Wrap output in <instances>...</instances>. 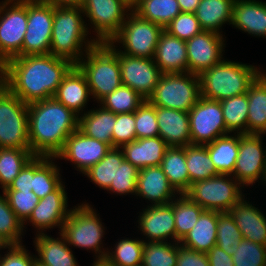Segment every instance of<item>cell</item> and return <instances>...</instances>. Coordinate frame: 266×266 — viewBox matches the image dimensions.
Here are the masks:
<instances>
[{
    "label": "cell",
    "instance_id": "74e56055",
    "mask_svg": "<svg viewBox=\"0 0 266 266\" xmlns=\"http://www.w3.org/2000/svg\"><path fill=\"white\" fill-rule=\"evenodd\" d=\"M185 158L189 173V187L191 183L218 175L205 145L185 146Z\"/></svg>",
    "mask_w": 266,
    "mask_h": 266
},
{
    "label": "cell",
    "instance_id": "9f6ffc18",
    "mask_svg": "<svg viewBox=\"0 0 266 266\" xmlns=\"http://www.w3.org/2000/svg\"><path fill=\"white\" fill-rule=\"evenodd\" d=\"M34 157L23 167L13 182L5 190L32 191Z\"/></svg>",
    "mask_w": 266,
    "mask_h": 266
},
{
    "label": "cell",
    "instance_id": "9c48e42d",
    "mask_svg": "<svg viewBox=\"0 0 266 266\" xmlns=\"http://www.w3.org/2000/svg\"><path fill=\"white\" fill-rule=\"evenodd\" d=\"M0 148L31 149L28 104L0 82Z\"/></svg>",
    "mask_w": 266,
    "mask_h": 266
},
{
    "label": "cell",
    "instance_id": "5bb4252c",
    "mask_svg": "<svg viewBox=\"0 0 266 266\" xmlns=\"http://www.w3.org/2000/svg\"><path fill=\"white\" fill-rule=\"evenodd\" d=\"M85 14L97 33V42H109L125 22L128 11L132 9L123 0H84Z\"/></svg>",
    "mask_w": 266,
    "mask_h": 266
},
{
    "label": "cell",
    "instance_id": "03108f58",
    "mask_svg": "<svg viewBox=\"0 0 266 266\" xmlns=\"http://www.w3.org/2000/svg\"><path fill=\"white\" fill-rule=\"evenodd\" d=\"M33 266H45L43 264H40L39 262L35 261L34 265Z\"/></svg>",
    "mask_w": 266,
    "mask_h": 266
},
{
    "label": "cell",
    "instance_id": "bcb514c9",
    "mask_svg": "<svg viewBox=\"0 0 266 266\" xmlns=\"http://www.w3.org/2000/svg\"><path fill=\"white\" fill-rule=\"evenodd\" d=\"M23 228H25L23 222L10 208L8 199L3 193V196L0 195V234L11 245H22Z\"/></svg>",
    "mask_w": 266,
    "mask_h": 266
},
{
    "label": "cell",
    "instance_id": "f6af8a7d",
    "mask_svg": "<svg viewBox=\"0 0 266 266\" xmlns=\"http://www.w3.org/2000/svg\"><path fill=\"white\" fill-rule=\"evenodd\" d=\"M242 239V234L231 215L228 212H218L216 245L232 256Z\"/></svg>",
    "mask_w": 266,
    "mask_h": 266
},
{
    "label": "cell",
    "instance_id": "be15d7a7",
    "mask_svg": "<svg viewBox=\"0 0 266 266\" xmlns=\"http://www.w3.org/2000/svg\"><path fill=\"white\" fill-rule=\"evenodd\" d=\"M131 9H133L141 0H123Z\"/></svg>",
    "mask_w": 266,
    "mask_h": 266
},
{
    "label": "cell",
    "instance_id": "d4e9b609",
    "mask_svg": "<svg viewBox=\"0 0 266 266\" xmlns=\"http://www.w3.org/2000/svg\"><path fill=\"white\" fill-rule=\"evenodd\" d=\"M123 148V149H122ZM169 146L160 137L136 139L121 147L124 159L139 170L146 167L160 166Z\"/></svg>",
    "mask_w": 266,
    "mask_h": 266
},
{
    "label": "cell",
    "instance_id": "52a82bcc",
    "mask_svg": "<svg viewBox=\"0 0 266 266\" xmlns=\"http://www.w3.org/2000/svg\"><path fill=\"white\" fill-rule=\"evenodd\" d=\"M69 246L90 249L99 254L95 261H103L107 250H101V242L104 234L103 225L98 214L88 203L75 206L70 210L62 230Z\"/></svg>",
    "mask_w": 266,
    "mask_h": 266
},
{
    "label": "cell",
    "instance_id": "816d5d0a",
    "mask_svg": "<svg viewBox=\"0 0 266 266\" xmlns=\"http://www.w3.org/2000/svg\"><path fill=\"white\" fill-rule=\"evenodd\" d=\"M170 35L188 41L202 31L195 13L181 12L165 28Z\"/></svg>",
    "mask_w": 266,
    "mask_h": 266
},
{
    "label": "cell",
    "instance_id": "91938a15",
    "mask_svg": "<svg viewBox=\"0 0 266 266\" xmlns=\"http://www.w3.org/2000/svg\"><path fill=\"white\" fill-rule=\"evenodd\" d=\"M52 6H78L81 7L84 0H39Z\"/></svg>",
    "mask_w": 266,
    "mask_h": 266
},
{
    "label": "cell",
    "instance_id": "6125c7cd",
    "mask_svg": "<svg viewBox=\"0 0 266 266\" xmlns=\"http://www.w3.org/2000/svg\"><path fill=\"white\" fill-rule=\"evenodd\" d=\"M11 244L0 234V250L9 248Z\"/></svg>",
    "mask_w": 266,
    "mask_h": 266
},
{
    "label": "cell",
    "instance_id": "9a60e30c",
    "mask_svg": "<svg viewBox=\"0 0 266 266\" xmlns=\"http://www.w3.org/2000/svg\"><path fill=\"white\" fill-rule=\"evenodd\" d=\"M266 149L262 148L261 134H239L238 157L232 176L243 186L264 180Z\"/></svg>",
    "mask_w": 266,
    "mask_h": 266
},
{
    "label": "cell",
    "instance_id": "ffe728a7",
    "mask_svg": "<svg viewBox=\"0 0 266 266\" xmlns=\"http://www.w3.org/2000/svg\"><path fill=\"white\" fill-rule=\"evenodd\" d=\"M139 216L140 231L149 242H166L171 238L176 242L175 219L172 204L152 205ZM166 239V240H165Z\"/></svg>",
    "mask_w": 266,
    "mask_h": 266
},
{
    "label": "cell",
    "instance_id": "ab89813d",
    "mask_svg": "<svg viewBox=\"0 0 266 266\" xmlns=\"http://www.w3.org/2000/svg\"><path fill=\"white\" fill-rule=\"evenodd\" d=\"M124 160L121 148H111L106 156L97 164L91 166L83 174L94 182L97 186L107 190L112 182H115L117 167Z\"/></svg>",
    "mask_w": 266,
    "mask_h": 266
},
{
    "label": "cell",
    "instance_id": "7a4b0ae2",
    "mask_svg": "<svg viewBox=\"0 0 266 266\" xmlns=\"http://www.w3.org/2000/svg\"><path fill=\"white\" fill-rule=\"evenodd\" d=\"M79 116L54 97L28 104V138L35 156L53 157L78 129Z\"/></svg>",
    "mask_w": 266,
    "mask_h": 266
},
{
    "label": "cell",
    "instance_id": "2e32d148",
    "mask_svg": "<svg viewBox=\"0 0 266 266\" xmlns=\"http://www.w3.org/2000/svg\"><path fill=\"white\" fill-rule=\"evenodd\" d=\"M122 85L135 90L148 100L154 93L162 72L153 58H139L118 51Z\"/></svg>",
    "mask_w": 266,
    "mask_h": 266
},
{
    "label": "cell",
    "instance_id": "680465c9",
    "mask_svg": "<svg viewBox=\"0 0 266 266\" xmlns=\"http://www.w3.org/2000/svg\"><path fill=\"white\" fill-rule=\"evenodd\" d=\"M181 12L195 13L201 0H177Z\"/></svg>",
    "mask_w": 266,
    "mask_h": 266
},
{
    "label": "cell",
    "instance_id": "4fadbf2b",
    "mask_svg": "<svg viewBox=\"0 0 266 266\" xmlns=\"http://www.w3.org/2000/svg\"><path fill=\"white\" fill-rule=\"evenodd\" d=\"M188 114L192 144L205 145L230 134L225 126L220 101L201 96Z\"/></svg>",
    "mask_w": 266,
    "mask_h": 266
},
{
    "label": "cell",
    "instance_id": "5b68a950",
    "mask_svg": "<svg viewBox=\"0 0 266 266\" xmlns=\"http://www.w3.org/2000/svg\"><path fill=\"white\" fill-rule=\"evenodd\" d=\"M257 67L221 60L199 75L201 96L222 101L247 93L257 79Z\"/></svg>",
    "mask_w": 266,
    "mask_h": 266
},
{
    "label": "cell",
    "instance_id": "db71d44e",
    "mask_svg": "<svg viewBox=\"0 0 266 266\" xmlns=\"http://www.w3.org/2000/svg\"><path fill=\"white\" fill-rule=\"evenodd\" d=\"M22 245H10L4 257L0 255V266H33L36 257L32 255Z\"/></svg>",
    "mask_w": 266,
    "mask_h": 266
},
{
    "label": "cell",
    "instance_id": "ba28073f",
    "mask_svg": "<svg viewBox=\"0 0 266 266\" xmlns=\"http://www.w3.org/2000/svg\"><path fill=\"white\" fill-rule=\"evenodd\" d=\"M231 177V178H228ZM241 184L229 174H218L190 184L184 193L204 210L228 212L242 195Z\"/></svg>",
    "mask_w": 266,
    "mask_h": 266
},
{
    "label": "cell",
    "instance_id": "484cf974",
    "mask_svg": "<svg viewBox=\"0 0 266 266\" xmlns=\"http://www.w3.org/2000/svg\"><path fill=\"white\" fill-rule=\"evenodd\" d=\"M91 96L85 75L75 65L60 83L54 98L80 116Z\"/></svg>",
    "mask_w": 266,
    "mask_h": 266
},
{
    "label": "cell",
    "instance_id": "f907efd6",
    "mask_svg": "<svg viewBox=\"0 0 266 266\" xmlns=\"http://www.w3.org/2000/svg\"><path fill=\"white\" fill-rule=\"evenodd\" d=\"M139 169L133 166L129 161L123 160L119 167H117V174L115 182H112L107 191L117 194H136L137 179Z\"/></svg>",
    "mask_w": 266,
    "mask_h": 266
},
{
    "label": "cell",
    "instance_id": "8d00e7d4",
    "mask_svg": "<svg viewBox=\"0 0 266 266\" xmlns=\"http://www.w3.org/2000/svg\"><path fill=\"white\" fill-rule=\"evenodd\" d=\"M170 203L175 219L176 243H180L205 210L185 194H180L179 198H174Z\"/></svg>",
    "mask_w": 266,
    "mask_h": 266
},
{
    "label": "cell",
    "instance_id": "8fae6325",
    "mask_svg": "<svg viewBox=\"0 0 266 266\" xmlns=\"http://www.w3.org/2000/svg\"><path fill=\"white\" fill-rule=\"evenodd\" d=\"M27 29V0L0 3V67L9 59L22 56Z\"/></svg>",
    "mask_w": 266,
    "mask_h": 266
},
{
    "label": "cell",
    "instance_id": "4dcf8cb0",
    "mask_svg": "<svg viewBox=\"0 0 266 266\" xmlns=\"http://www.w3.org/2000/svg\"><path fill=\"white\" fill-rule=\"evenodd\" d=\"M116 114L102 107L79 116L78 129L86 136L105 142L113 148L112 131Z\"/></svg>",
    "mask_w": 266,
    "mask_h": 266
},
{
    "label": "cell",
    "instance_id": "ee69618b",
    "mask_svg": "<svg viewBox=\"0 0 266 266\" xmlns=\"http://www.w3.org/2000/svg\"><path fill=\"white\" fill-rule=\"evenodd\" d=\"M144 241L141 266H176V242L172 245L169 242Z\"/></svg>",
    "mask_w": 266,
    "mask_h": 266
},
{
    "label": "cell",
    "instance_id": "f1b7e54d",
    "mask_svg": "<svg viewBox=\"0 0 266 266\" xmlns=\"http://www.w3.org/2000/svg\"><path fill=\"white\" fill-rule=\"evenodd\" d=\"M218 211L205 210L193 229L180 242L181 245L207 253L217 241Z\"/></svg>",
    "mask_w": 266,
    "mask_h": 266
},
{
    "label": "cell",
    "instance_id": "8992f818",
    "mask_svg": "<svg viewBox=\"0 0 266 266\" xmlns=\"http://www.w3.org/2000/svg\"><path fill=\"white\" fill-rule=\"evenodd\" d=\"M201 97L199 75L186 73L162 74L148 101L156 107L189 112Z\"/></svg>",
    "mask_w": 266,
    "mask_h": 266
},
{
    "label": "cell",
    "instance_id": "836d02e7",
    "mask_svg": "<svg viewBox=\"0 0 266 266\" xmlns=\"http://www.w3.org/2000/svg\"><path fill=\"white\" fill-rule=\"evenodd\" d=\"M51 159L54 160L53 157L34 156L32 191L39 199L55 191L62 184L60 169Z\"/></svg>",
    "mask_w": 266,
    "mask_h": 266
},
{
    "label": "cell",
    "instance_id": "94428289",
    "mask_svg": "<svg viewBox=\"0 0 266 266\" xmlns=\"http://www.w3.org/2000/svg\"><path fill=\"white\" fill-rule=\"evenodd\" d=\"M262 71H260V69H258V71H257V80L265 87V89H266V72H265V74H264V72L263 73H261Z\"/></svg>",
    "mask_w": 266,
    "mask_h": 266
},
{
    "label": "cell",
    "instance_id": "d6a6232c",
    "mask_svg": "<svg viewBox=\"0 0 266 266\" xmlns=\"http://www.w3.org/2000/svg\"><path fill=\"white\" fill-rule=\"evenodd\" d=\"M160 167L176 193L184 194L189 188V173L186 165L185 146L169 147Z\"/></svg>",
    "mask_w": 266,
    "mask_h": 266
},
{
    "label": "cell",
    "instance_id": "30bf717a",
    "mask_svg": "<svg viewBox=\"0 0 266 266\" xmlns=\"http://www.w3.org/2000/svg\"><path fill=\"white\" fill-rule=\"evenodd\" d=\"M127 19V20H126ZM119 32L109 41L121 43L124 51L119 52L139 58H153L159 37L164 28L141 18L133 10L128 12Z\"/></svg>",
    "mask_w": 266,
    "mask_h": 266
},
{
    "label": "cell",
    "instance_id": "7c38bea8",
    "mask_svg": "<svg viewBox=\"0 0 266 266\" xmlns=\"http://www.w3.org/2000/svg\"><path fill=\"white\" fill-rule=\"evenodd\" d=\"M53 26V6L27 0V29L22 44V56L50 54Z\"/></svg>",
    "mask_w": 266,
    "mask_h": 266
},
{
    "label": "cell",
    "instance_id": "7402d4cb",
    "mask_svg": "<svg viewBox=\"0 0 266 266\" xmlns=\"http://www.w3.org/2000/svg\"><path fill=\"white\" fill-rule=\"evenodd\" d=\"M175 192L160 166L139 170L136 196L151 200L153 205H163L169 204L174 199L175 195L178 194Z\"/></svg>",
    "mask_w": 266,
    "mask_h": 266
},
{
    "label": "cell",
    "instance_id": "44dd1931",
    "mask_svg": "<svg viewBox=\"0 0 266 266\" xmlns=\"http://www.w3.org/2000/svg\"><path fill=\"white\" fill-rule=\"evenodd\" d=\"M159 136L169 147H184L192 144L188 112L156 107Z\"/></svg>",
    "mask_w": 266,
    "mask_h": 266
},
{
    "label": "cell",
    "instance_id": "11a10c76",
    "mask_svg": "<svg viewBox=\"0 0 266 266\" xmlns=\"http://www.w3.org/2000/svg\"><path fill=\"white\" fill-rule=\"evenodd\" d=\"M176 266H210L207 253L187 248L177 243Z\"/></svg>",
    "mask_w": 266,
    "mask_h": 266
},
{
    "label": "cell",
    "instance_id": "d6986e66",
    "mask_svg": "<svg viewBox=\"0 0 266 266\" xmlns=\"http://www.w3.org/2000/svg\"><path fill=\"white\" fill-rule=\"evenodd\" d=\"M63 183L53 192L39 199L37 206L33 209L29 218L25 221L33 224L37 228L38 234H43V230L58 226L62 230L70 210L67 209V193ZM60 226V227H59Z\"/></svg>",
    "mask_w": 266,
    "mask_h": 266
},
{
    "label": "cell",
    "instance_id": "3957f363",
    "mask_svg": "<svg viewBox=\"0 0 266 266\" xmlns=\"http://www.w3.org/2000/svg\"><path fill=\"white\" fill-rule=\"evenodd\" d=\"M81 14L82 8L78 6H53L50 54L69 60L74 65L84 55L83 46L87 52L97 43L94 38L86 40L89 31Z\"/></svg>",
    "mask_w": 266,
    "mask_h": 266
},
{
    "label": "cell",
    "instance_id": "4316f807",
    "mask_svg": "<svg viewBox=\"0 0 266 266\" xmlns=\"http://www.w3.org/2000/svg\"><path fill=\"white\" fill-rule=\"evenodd\" d=\"M231 24L248 34L266 37V3L235 0Z\"/></svg>",
    "mask_w": 266,
    "mask_h": 266
},
{
    "label": "cell",
    "instance_id": "ac0fdd59",
    "mask_svg": "<svg viewBox=\"0 0 266 266\" xmlns=\"http://www.w3.org/2000/svg\"><path fill=\"white\" fill-rule=\"evenodd\" d=\"M111 148L109 144L88 137L77 129L67 138L55 158L70 160L78 171L84 173L103 159Z\"/></svg>",
    "mask_w": 266,
    "mask_h": 266
},
{
    "label": "cell",
    "instance_id": "1f68e13d",
    "mask_svg": "<svg viewBox=\"0 0 266 266\" xmlns=\"http://www.w3.org/2000/svg\"><path fill=\"white\" fill-rule=\"evenodd\" d=\"M205 146L218 174L232 175L238 157L239 133L217 138Z\"/></svg>",
    "mask_w": 266,
    "mask_h": 266
},
{
    "label": "cell",
    "instance_id": "e575fe53",
    "mask_svg": "<svg viewBox=\"0 0 266 266\" xmlns=\"http://www.w3.org/2000/svg\"><path fill=\"white\" fill-rule=\"evenodd\" d=\"M247 134H266V89L256 79L247 91Z\"/></svg>",
    "mask_w": 266,
    "mask_h": 266
},
{
    "label": "cell",
    "instance_id": "b9f144b4",
    "mask_svg": "<svg viewBox=\"0 0 266 266\" xmlns=\"http://www.w3.org/2000/svg\"><path fill=\"white\" fill-rule=\"evenodd\" d=\"M144 240L121 239L103 260L109 266H141Z\"/></svg>",
    "mask_w": 266,
    "mask_h": 266
},
{
    "label": "cell",
    "instance_id": "cb8c5ba5",
    "mask_svg": "<svg viewBox=\"0 0 266 266\" xmlns=\"http://www.w3.org/2000/svg\"><path fill=\"white\" fill-rule=\"evenodd\" d=\"M243 198L235 203L228 213L244 239L266 246V216Z\"/></svg>",
    "mask_w": 266,
    "mask_h": 266
},
{
    "label": "cell",
    "instance_id": "e0dca14e",
    "mask_svg": "<svg viewBox=\"0 0 266 266\" xmlns=\"http://www.w3.org/2000/svg\"><path fill=\"white\" fill-rule=\"evenodd\" d=\"M222 34L202 30L186 41L187 72L200 75L222 60L224 51Z\"/></svg>",
    "mask_w": 266,
    "mask_h": 266
},
{
    "label": "cell",
    "instance_id": "6f0895ef",
    "mask_svg": "<svg viewBox=\"0 0 266 266\" xmlns=\"http://www.w3.org/2000/svg\"><path fill=\"white\" fill-rule=\"evenodd\" d=\"M207 257L210 266H234L233 257L217 245L207 252Z\"/></svg>",
    "mask_w": 266,
    "mask_h": 266
},
{
    "label": "cell",
    "instance_id": "681fc988",
    "mask_svg": "<svg viewBox=\"0 0 266 266\" xmlns=\"http://www.w3.org/2000/svg\"><path fill=\"white\" fill-rule=\"evenodd\" d=\"M3 193L8 199L10 208L25 225V221L37 206L39 197L33 191L4 190Z\"/></svg>",
    "mask_w": 266,
    "mask_h": 266
},
{
    "label": "cell",
    "instance_id": "e7e4bbea",
    "mask_svg": "<svg viewBox=\"0 0 266 266\" xmlns=\"http://www.w3.org/2000/svg\"><path fill=\"white\" fill-rule=\"evenodd\" d=\"M92 266H109L104 261H94Z\"/></svg>",
    "mask_w": 266,
    "mask_h": 266
},
{
    "label": "cell",
    "instance_id": "f546056e",
    "mask_svg": "<svg viewBox=\"0 0 266 266\" xmlns=\"http://www.w3.org/2000/svg\"><path fill=\"white\" fill-rule=\"evenodd\" d=\"M235 0H201L195 15L200 27L218 34L223 24L232 23Z\"/></svg>",
    "mask_w": 266,
    "mask_h": 266
},
{
    "label": "cell",
    "instance_id": "f5cc1de1",
    "mask_svg": "<svg viewBox=\"0 0 266 266\" xmlns=\"http://www.w3.org/2000/svg\"><path fill=\"white\" fill-rule=\"evenodd\" d=\"M112 138L113 148H121L123 145L136 140L135 112L116 114Z\"/></svg>",
    "mask_w": 266,
    "mask_h": 266
},
{
    "label": "cell",
    "instance_id": "c3c4849f",
    "mask_svg": "<svg viewBox=\"0 0 266 266\" xmlns=\"http://www.w3.org/2000/svg\"><path fill=\"white\" fill-rule=\"evenodd\" d=\"M136 139L159 136L156 106L145 100L135 111Z\"/></svg>",
    "mask_w": 266,
    "mask_h": 266
},
{
    "label": "cell",
    "instance_id": "6da1fadb",
    "mask_svg": "<svg viewBox=\"0 0 266 266\" xmlns=\"http://www.w3.org/2000/svg\"><path fill=\"white\" fill-rule=\"evenodd\" d=\"M75 65L47 55L16 56L0 67V82L24 103L51 98Z\"/></svg>",
    "mask_w": 266,
    "mask_h": 266
},
{
    "label": "cell",
    "instance_id": "d590c367",
    "mask_svg": "<svg viewBox=\"0 0 266 266\" xmlns=\"http://www.w3.org/2000/svg\"><path fill=\"white\" fill-rule=\"evenodd\" d=\"M132 10L163 28L181 13L177 0H141Z\"/></svg>",
    "mask_w": 266,
    "mask_h": 266
},
{
    "label": "cell",
    "instance_id": "7bdbcfd3",
    "mask_svg": "<svg viewBox=\"0 0 266 266\" xmlns=\"http://www.w3.org/2000/svg\"><path fill=\"white\" fill-rule=\"evenodd\" d=\"M145 101L135 90L121 85L111 94L102 98L99 103L101 107L115 114L133 113Z\"/></svg>",
    "mask_w": 266,
    "mask_h": 266
},
{
    "label": "cell",
    "instance_id": "60d3db41",
    "mask_svg": "<svg viewBox=\"0 0 266 266\" xmlns=\"http://www.w3.org/2000/svg\"><path fill=\"white\" fill-rule=\"evenodd\" d=\"M226 129L231 133L247 134V93L220 101ZM239 131V132H238Z\"/></svg>",
    "mask_w": 266,
    "mask_h": 266
},
{
    "label": "cell",
    "instance_id": "7dc6e473",
    "mask_svg": "<svg viewBox=\"0 0 266 266\" xmlns=\"http://www.w3.org/2000/svg\"><path fill=\"white\" fill-rule=\"evenodd\" d=\"M232 257L234 266H266V246L243 238Z\"/></svg>",
    "mask_w": 266,
    "mask_h": 266
},
{
    "label": "cell",
    "instance_id": "277c9868",
    "mask_svg": "<svg viewBox=\"0 0 266 266\" xmlns=\"http://www.w3.org/2000/svg\"><path fill=\"white\" fill-rule=\"evenodd\" d=\"M115 47L109 42H97L85 52L86 58L76 64L86 77L90 94L98 102L122 85L119 49Z\"/></svg>",
    "mask_w": 266,
    "mask_h": 266
},
{
    "label": "cell",
    "instance_id": "f35d334b",
    "mask_svg": "<svg viewBox=\"0 0 266 266\" xmlns=\"http://www.w3.org/2000/svg\"><path fill=\"white\" fill-rule=\"evenodd\" d=\"M34 156L31 149L0 148V185L3 191Z\"/></svg>",
    "mask_w": 266,
    "mask_h": 266
},
{
    "label": "cell",
    "instance_id": "83f0119b",
    "mask_svg": "<svg viewBox=\"0 0 266 266\" xmlns=\"http://www.w3.org/2000/svg\"><path fill=\"white\" fill-rule=\"evenodd\" d=\"M60 238H52L46 234H37L35 249L39 258L36 261L45 266H79L67 245L65 237L60 233Z\"/></svg>",
    "mask_w": 266,
    "mask_h": 266
},
{
    "label": "cell",
    "instance_id": "603a6c76",
    "mask_svg": "<svg viewBox=\"0 0 266 266\" xmlns=\"http://www.w3.org/2000/svg\"><path fill=\"white\" fill-rule=\"evenodd\" d=\"M163 74L187 72L186 41L163 31L159 37L153 57Z\"/></svg>",
    "mask_w": 266,
    "mask_h": 266
}]
</instances>
